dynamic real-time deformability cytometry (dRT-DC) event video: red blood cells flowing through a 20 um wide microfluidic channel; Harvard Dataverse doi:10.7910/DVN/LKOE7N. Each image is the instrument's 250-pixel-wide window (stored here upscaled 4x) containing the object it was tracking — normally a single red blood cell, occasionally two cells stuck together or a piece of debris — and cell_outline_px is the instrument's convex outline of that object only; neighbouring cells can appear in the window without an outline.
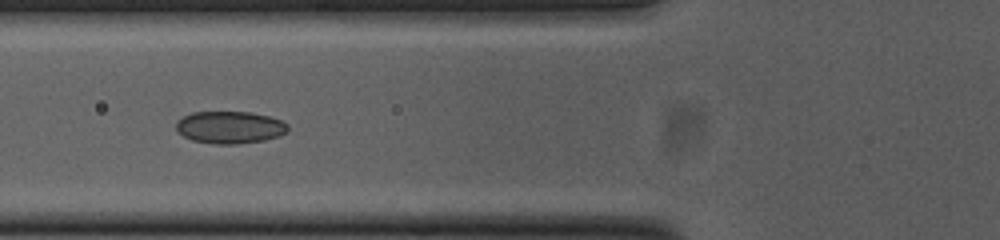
{"species": "common noctule bat (a hibernating species)", "species_latin": "Nyctalus noctula", "temperature_condition": "cold", "stored_images_in_passage": 38, "camera_frame_rate_fps": 3000, "um_per_image_px": 0.085, "animal": {"sex": "female", "body_mass_g": 23.0, "forearm_length_mm": 53.4}, "frame": {"image": 1, "passage_image": 6, "time_ms": 1.667, "image_size_px": [1000, 240], "cell_outline_px": [[288, 132], [280, 136], [264, 140], [236, 144], [216, 144], [192, 140], [184, 136], [176, 128], [176, 120], [192, 112], [252, 112], [268, 116], [280, 120], [288, 124]], "centroid_in_image_um": [19.55, 10.82], "position_along_channel_um": 106.2, "area_um2": 21.04}}
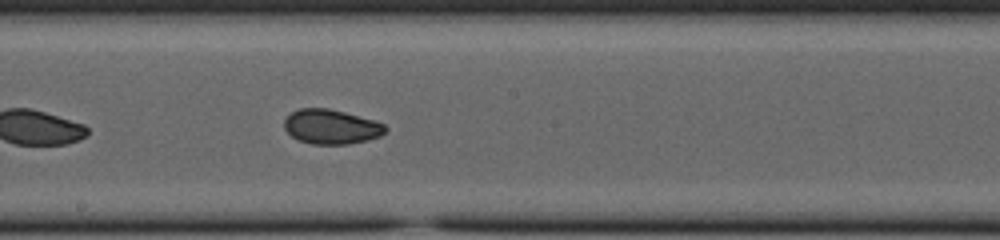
{"frame": {"image": 2, "passage_image": 15, "time_ms": 4.667, "image_size_px": [1000, 240], "cell_outline_px": [[388, 128], [380, 136], [368, 140], [348, 144], [312, 144], [296, 140], [284, 128], [284, 120], [292, 112], [300, 108], [328, 108], [376, 120], [384, 124]], "centroid_in_image_um": [28.16, 10.77], "position_along_channel_um": 220.0, "area_um2": 20.46}}
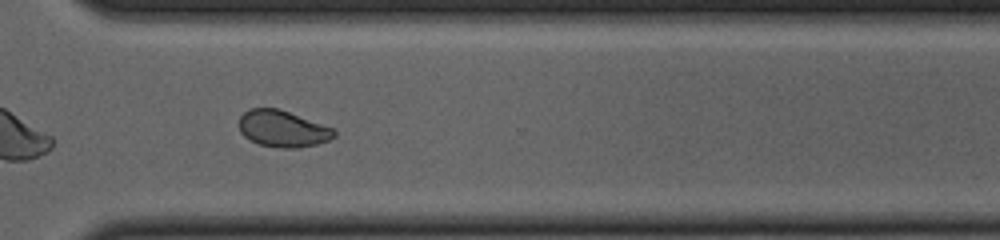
{"frame": {"image": 3, "passage_image": 25, "time_ms": 8.0, "image_size_px": [1000, 240], "cell_outline_px": [[336, 136], [328, 140], [316, 144], [296, 148], [280, 148], [260, 144], [244, 136], [240, 132], [240, 116], [248, 108], [276, 108], [288, 112], [332, 128], [336, 132]], "centroid_in_image_um": [24.0, 10.94], "position_along_channel_um": 346.6, "area_um2": 19.88}, "authors_computed_cell_mechanics": {"area_um2": 20.7791, "velocity_mm_per_s": 3.7908, "shape_relaxation_time_tau1_ms": 3.3422, "shape_relaxation_time_tau2_ms": 1.3782, "deformation_change_tau1": 0.1047, "deformation_change_tau2": 0.0459}}